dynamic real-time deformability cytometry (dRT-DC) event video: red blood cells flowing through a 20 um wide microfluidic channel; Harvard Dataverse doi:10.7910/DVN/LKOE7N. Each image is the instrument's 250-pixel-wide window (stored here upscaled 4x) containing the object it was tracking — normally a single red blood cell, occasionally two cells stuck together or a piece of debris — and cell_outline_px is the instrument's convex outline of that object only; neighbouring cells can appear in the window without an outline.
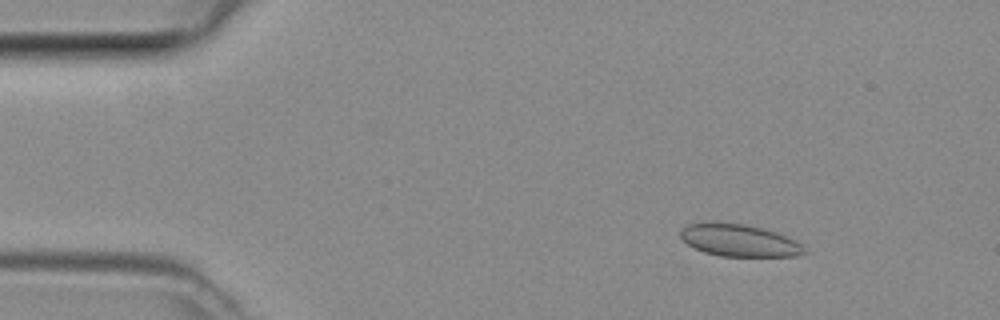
{"species": "common noctule bat (a hibernating species)", "species_latin": "Nyctalus noctula", "temperature_condition": "room temperature", "stored_images_in_passage": 3, "camera_frame_rate_fps": 3000, "um_per_image_px": 0.085, "animal": {"sex": "female", "body_mass_g": 29.2, "forearm_length_mm": 56.3}, "frame": {"image": 1, "passage_image": 1, "time_ms": 0.0, "image_size_px": [1000, 320], "cell_outline_px": [[808, 252], [800, 256], [720, 256], [704, 252], [688, 244], [680, 236], [680, 228], [688, 224], [700, 220], [716, 220], [744, 224], [764, 228], [776, 232], [796, 240]], "centroid_in_image_um": [62.79, 20.39], "position_along_channel_um": 22.2, "area_um2": 23.87}}
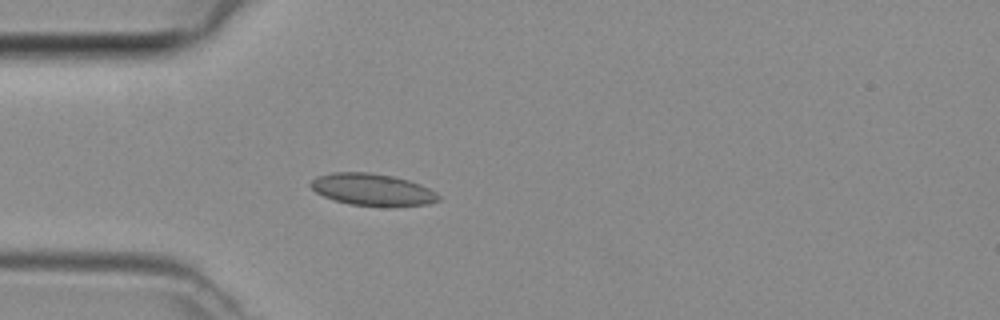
{"frame": {"image": 2, "passage_image": 3, "time_ms": 0.667, "image_size_px": [1000, 320], "cell_outline_px": [[440, 200], [428, 204], [396, 208], [392, 208], [348, 204], [324, 196], [316, 192], [308, 184], [312, 180], [320, 176], [332, 172], [368, 172], [392, 176], [408, 180], [420, 184], [436, 192], [440, 196]], "centroid_in_image_um": [31.7, 16.15], "position_along_channel_um": 53.3, "area_um2": 24.16}}